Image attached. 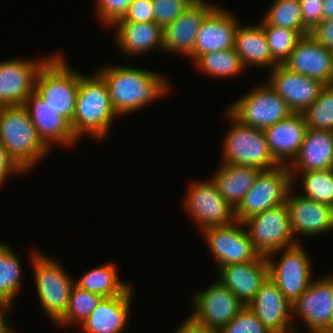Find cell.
<instances>
[{
    "label": "cell",
    "instance_id": "obj_43",
    "mask_svg": "<svg viewBox=\"0 0 333 333\" xmlns=\"http://www.w3.org/2000/svg\"><path fill=\"white\" fill-rule=\"evenodd\" d=\"M309 35L323 47L333 50V19L322 20Z\"/></svg>",
    "mask_w": 333,
    "mask_h": 333
},
{
    "label": "cell",
    "instance_id": "obj_15",
    "mask_svg": "<svg viewBox=\"0 0 333 333\" xmlns=\"http://www.w3.org/2000/svg\"><path fill=\"white\" fill-rule=\"evenodd\" d=\"M51 56L0 62V107L23 105L35 90L40 68Z\"/></svg>",
    "mask_w": 333,
    "mask_h": 333
},
{
    "label": "cell",
    "instance_id": "obj_18",
    "mask_svg": "<svg viewBox=\"0 0 333 333\" xmlns=\"http://www.w3.org/2000/svg\"><path fill=\"white\" fill-rule=\"evenodd\" d=\"M269 75L267 83L293 113H303L325 87L321 81L291 72L283 65L275 66Z\"/></svg>",
    "mask_w": 333,
    "mask_h": 333
},
{
    "label": "cell",
    "instance_id": "obj_17",
    "mask_svg": "<svg viewBox=\"0 0 333 333\" xmlns=\"http://www.w3.org/2000/svg\"><path fill=\"white\" fill-rule=\"evenodd\" d=\"M216 6L209 0H195L174 22L163 29V51L167 54H183L193 60L201 23Z\"/></svg>",
    "mask_w": 333,
    "mask_h": 333
},
{
    "label": "cell",
    "instance_id": "obj_5",
    "mask_svg": "<svg viewBox=\"0 0 333 333\" xmlns=\"http://www.w3.org/2000/svg\"><path fill=\"white\" fill-rule=\"evenodd\" d=\"M30 262L34 272L37 297L53 324L67 311L75 280L65 272L60 262L41 251L33 250Z\"/></svg>",
    "mask_w": 333,
    "mask_h": 333
},
{
    "label": "cell",
    "instance_id": "obj_38",
    "mask_svg": "<svg viewBox=\"0 0 333 333\" xmlns=\"http://www.w3.org/2000/svg\"><path fill=\"white\" fill-rule=\"evenodd\" d=\"M217 333H272L268 330L248 306H244L237 315Z\"/></svg>",
    "mask_w": 333,
    "mask_h": 333
},
{
    "label": "cell",
    "instance_id": "obj_14",
    "mask_svg": "<svg viewBox=\"0 0 333 333\" xmlns=\"http://www.w3.org/2000/svg\"><path fill=\"white\" fill-rule=\"evenodd\" d=\"M292 316L293 319L300 317L309 333H324L333 316V275L313 279L306 291L292 303Z\"/></svg>",
    "mask_w": 333,
    "mask_h": 333
},
{
    "label": "cell",
    "instance_id": "obj_3",
    "mask_svg": "<svg viewBox=\"0 0 333 333\" xmlns=\"http://www.w3.org/2000/svg\"><path fill=\"white\" fill-rule=\"evenodd\" d=\"M0 143L25 173L50 152L23 105L0 107Z\"/></svg>",
    "mask_w": 333,
    "mask_h": 333
},
{
    "label": "cell",
    "instance_id": "obj_7",
    "mask_svg": "<svg viewBox=\"0 0 333 333\" xmlns=\"http://www.w3.org/2000/svg\"><path fill=\"white\" fill-rule=\"evenodd\" d=\"M231 127L226 132L222 147V163L250 166L260 171L279 166L269 149L263 130L243 125L226 110Z\"/></svg>",
    "mask_w": 333,
    "mask_h": 333
},
{
    "label": "cell",
    "instance_id": "obj_34",
    "mask_svg": "<svg viewBox=\"0 0 333 333\" xmlns=\"http://www.w3.org/2000/svg\"><path fill=\"white\" fill-rule=\"evenodd\" d=\"M103 297L74 285L71 289L68 308L65 314L55 323L65 326H79L97 307Z\"/></svg>",
    "mask_w": 333,
    "mask_h": 333
},
{
    "label": "cell",
    "instance_id": "obj_25",
    "mask_svg": "<svg viewBox=\"0 0 333 333\" xmlns=\"http://www.w3.org/2000/svg\"><path fill=\"white\" fill-rule=\"evenodd\" d=\"M218 280L227 286L247 306L256 296L261 284L268 277L266 256L253 261L230 264L218 269Z\"/></svg>",
    "mask_w": 333,
    "mask_h": 333
},
{
    "label": "cell",
    "instance_id": "obj_36",
    "mask_svg": "<svg viewBox=\"0 0 333 333\" xmlns=\"http://www.w3.org/2000/svg\"><path fill=\"white\" fill-rule=\"evenodd\" d=\"M306 125L314 130L333 131V89L330 85L320 91L316 101L303 113Z\"/></svg>",
    "mask_w": 333,
    "mask_h": 333
},
{
    "label": "cell",
    "instance_id": "obj_10",
    "mask_svg": "<svg viewBox=\"0 0 333 333\" xmlns=\"http://www.w3.org/2000/svg\"><path fill=\"white\" fill-rule=\"evenodd\" d=\"M282 253V254H281ZM280 260L275 261L276 255ZM268 277L291 303L299 298L312 282V262L304 246L297 243L266 256Z\"/></svg>",
    "mask_w": 333,
    "mask_h": 333
},
{
    "label": "cell",
    "instance_id": "obj_49",
    "mask_svg": "<svg viewBox=\"0 0 333 333\" xmlns=\"http://www.w3.org/2000/svg\"><path fill=\"white\" fill-rule=\"evenodd\" d=\"M330 86H331V87H332V89H333V79H332V82H331Z\"/></svg>",
    "mask_w": 333,
    "mask_h": 333
},
{
    "label": "cell",
    "instance_id": "obj_48",
    "mask_svg": "<svg viewBox=\"0 0 333 333\" xmlns=\"http://www.w3.org/2000/svg\"><path fill=\"white\" fill-rule=\"evenodd\" d=\"M324 333H333V316H332L331 322L328 326V329Z\"/></svg>",
    "mask_w": 333,
    "mask_h": 333
},
{
    "label": "cell",
    "instance_id": "obj_44",
    "mask_svg": "<svg viewBox=\"0 0 333 333\" xmlns=\"http://www.w3.org/2000/svg\"><path fill=\"white\" fill-rule=\"evenodd\" d=\"M24 174L25 172L9 156L7 149L0 143V187L12 175Z\"/></svg>",
    "mask_w": 333,
    "mask_h": 333
},
{
    "label": "cell",
    "instance_id": "obj_6",
    "mask_svg": "<svg viewBox=\"0 0 333 333\" xmlns=\"http://www.w3.org/2000/svg\"><path fill=\"white\" fill-rule=\"evenodd\" d=\"M194 294V310L183 323L199 333H217L244 307L236 295L219 280Z\"/></svg>",
    "mask_w": 333,
    "mask_h": 333
},
{
    "label": "cell",
    "instance_id": "obj_28",
    "mask_svg": "<svg viewBox=\"0 0 333 333\" xmlns=\"http://www.w3.org/2000/svg\"><path fill=\"white\" fill-rule=\"evenodd\" d=\"M237 54L245 69L250 65L254 67H269L270 71L279 65L270 53L263 24L238 25L235 35Z\"/></svg>",
    "mask_w": 333,
    "mask_h": 333
},
{
    "label": "cell",
    "instance_id": "obj_22",
    "mask_svg": "<svg viewBox=\"0 0 333 333\" xmlns=\"http://www.w3.org/2000/svg\"><path fill=\"white\" fill-rule=\"evenodd\" d=\"M238 25L232 12L216 6L201 23L193 50V61L210 52L234 48Z\"/></svg>",
    "mask_w": 333,
    "mask_h": 333
},
{
    "label": "cell",
    "instance_id": "obj_20",
    "mask_svg": "<svg viewBox=\"0 0 333 333\" xmlns=\"http://www.w3.org/2000/svg\"><path fill=\"white\" fill-rule=\"evenodd\" d=\"M289 71L330 85L333 79V50L323 47L312 36H303L282 64Z\"/></svg>",
    "mask_w": 333,
    "mask_h": 333
},
{
    "label": "cell",
    "instance_id": "obj_40",
    "mask_svg": "<svg viewBox=\"0 0 333 333\" xmlns=\"http://www.w3.org/2000/svg\"><path fill=\"white\" fill-rule=\"evenodd\" d=\"M135 0H97L96 13L105 27H112L125 15L129 5Z\"/></svg>",
    "mask_w": 333,
    "mask_h": 333
},
{
    "label": "cell",
    "instance_id": "obj_47",
    "mask_svg": "<svg viewBox=\"0 0 333 333\" xmlns=\"http://www.w3.org/2000/svg\"><path fill=\"white\" fill-rule=\"evenodd\" d=\"M174 333H199V332L192 330L182 322V324L179 325V327L177 328V330H175Z\"/></svg>",
    "mask_w": 333,
    "mask_h": 333
},
{
    "label": "cell",
    "instance_id": "obj_42",
    "mask_svg": "<svg viewBox=\"0 0 333 333\" xmlns=\"http://www.w3.org/2000/svg\"><path fill=\"white\" fill-rule=\"evenodd\" d=\"M304 25L311 31L323 20L324 0H299Z\"/></svg>",
    "mask_w": 333,
    "mask_h": 333
},
{
    "label": "cell",
    "instance_id": "obj_8",
    "mask_svg": "<svg viewBox=\"0 0 333 333\" xmlns=\"http://www.w3.org/2000/svg\"><path fill=\"white\" fill-rule=\"evenodd\" d=\"M287 166L260 171L243 201L235 209V219L239 222L260 214L270 208L286 203L294 185Z\"/></svg>",
    "mask_w": 333,
    "mask_h": 333
},
{
    "label": "cell",
    "instance_id": "obj_33",
    "mask_svg": "<svg viewBox=\"0 0 333 333\" xmlns=\"http://www.w3.org/2000/svg\"><path fill=\"white\" fill-rule=\"evenodd\" d=\"M261 23L298 31L302 36L310 34L304 25L299 0H272Z\"/></svg>",
    "mask_w": 333,
    "mask_h": 333
},
{
    "label": "cell",
    "instance_id": "obj_26",
    "mask_svg": "<svg viewBox=\"0 0 333 333\" xmlns=\"http://www.w3.org/2000/svg\"><path fill=\"white\" fill-rule=\"evenodd\" d=\"M111 28L116 29V44L126 56H142L155 48L163 51V29L155 22H116Z\"/></svg>",
    "mask_w": 333,
    "mask_h": 333
},
{
    "label": "cell",
    "instance_id": "obj_4",
    "mask_svg": "<svg viewBox=\"0 0 333 333\" xmlns=\"http://www.w3.org/2000/svg\"><path fill=\"white\" fill-rule=\"evenodd\" d=\"M80 72L63 55L55 54L43 64L35 80V92L70 124L73 121Z\"/></svg>",
    "mask_w": 333,
    "mask_h": 333
},
{
    "label": "cell",
    "instance_id": "obj_16",
    "mask_svg": "<svg viewBox=\"0 0 333 333\" xmlns=\"http://www.w3.org/2000/svg\"><path fill=\"white\" fill-rule=\"evenodd\" d=\"M247 306L272 333H302L291 325L292 303L269 277Z\"/></svg>",
    "mask_w": 333,
    "mask_h": 333
},
{
    "label": "cell",
    "instance_id": "obj_12",
    "mask_svg": "<svg viewBox=\"0 0 333 333\" xmlns=\"http://www.w3.org/2000/svg\"><path fill=\"white\" fill-rule=\"evenodd\" d=\"M242 223L254 248L262 256L298 243L293 237L286 203L252 216Z\"/></svg>",
    "mask_w": 333,
    "mask_h": 333
},
{
    "label": "cell",
    "instance_id": "obj_21",
    "mask_svg": "<svg viewBox=\"0 0 333 333\" xmlns=\"http://www.w3.org/2000/svg\"><path fill=\"white\" fill-rule=\"evenodd\" d=\"M37 135L50 150L53 143L61 146H75L79 141L74 135L71 124L34 91L24 102ZM75 143V144H74Z\"/></svg>",
    "mask_w": 333,
    "mask_h": 333
},
{
    "label": "cell",
    "instance_id": "obj_31",
    "mask_svg": "<svg viewBox=\"0 0 333 333\" xmlns=\"http://www.w3.org/2000/svg\"><path fill=\"white\" fill-rule=\"evenodd\" d=\"M20 261L6 242H0V301L12 306L22 283Z\"/></svg>",
    "mask_w": 333,
    "mask_h": 333
},
{
    "label": "cell",
    "instance_id": "obj_1",
    "mask_svg": "<svg viewBox=\"0 0 333 333\" xmlns=\"http://www.w3.org/2000/svg\"><path fill=\"white\" fill-rule=\"evenodd\" d=\"M96 72L105 81L112 107L119 117L139 111L171 91L166 76L139 67L109 65L101 66Z\"/></svg>",
    "mask_w": 333,
    "mask_h": 333
},
{
    "label": "cell",
    "instance_id": "obj_30",
    "mask_svg": "<svg viewBox=\"0 0 333 333\" xmlns=\"http://www.w3.org/2000/svg\"><path fill=\"white\" fill-rule=\"evenodd\" d=\"M119 278L116 264L109 262L83 273L75 280V285L102 297H113L123 294L131 286V283Z\"/></svg>",
    "mask_w": 333,
    "mask_h": 333
},
{
    "label": "cell",
    "instance_id": "obj_23",
    "mask_svg": "<svg viewBox=\"0 0 333 333\" xmlns=\"http://www.w3.org/2000/svg\"><path fill=\"white\" fill-rule=\"evenodd\" d=\"M307 129L303 114L292 113L263 130L272 156L279 166L289 167L296 159Z\"/></svg>",
    "mask_w": 333,
    "mask_h": 333
},
{
    "label": "cell",
    "instance_id": "obj_19",
    "mask_svg": "<svg viewBox=\"0 0 333 333\" xmlns=\"http://www.w3.org/2000/svg\"><path fill=\"white\" fill-rule=\"evenodd\" d=\"M288 194L286 205L294 239L302 236H316L333 230V207L323 202L313 201L301 194Z\"/></svg>",
    "mask_w": 333,
    "mask_h": 333
},
{
    "label": "cell",
    "instance_id": "obj_41",
    "mask_svg": "<svg viewBox=\"0 0 333 333\" xmlns=\"http://www.w3.org/2000/svg\"><path fill=\"white\" fill-rule=\"evenodd\" d=\"M117 22H154V10L152 0H135L129 5L123 18Z\"/></svg>",
    "mask_w": 333,
    "mask_h": 333
},
{
    "label": "cell",
    "instance_id": "obj_37",
    "mask_svg": "<svg viewBox=\"0 0 333 333\" xmlns=\"http://www.w3.org/2000/svg\"><path fill=\"white\" fill-rule=\"evenodd\" d=\"M262 24L272 58L282 65L303 36L296 30Z\"/></svg>",
    "mask_w": 333,
    "mask_h": 333
},
{
    "label": "cell",
    "instance_id": "obj_27",
    "mask_svg": "<svg viewBox=\"0 0 333 333\" xmlns=\"http://www.w3.org/2000/svg\"><path fill=\"white\" fill-rule=\"evenodd\" d=\"M290 172L333 169V131L308 128Z\"/></svg>",
    "mask_w": 333,
    "mask_h": 333
},
{
    "label": "cell",
    "instance_id": "obj_11",
    "mask_svg": "<svg viewBox=\"0 0 333 333\" xmlns=\"http://www.w3.org/2000/svg\"><path fill=\"white\" fill-rule=\"evenodd\" d=\"M191 182L182 205L199 230L225 226L236 220L235 210L222 197L211 178Z\"/></svg>",
    "mask_w": 333,
    "mask_h": 333
},
{
    "label": "cell",
    "instance_id": "obj_13",
    "mask_svg": "<svg viewBox=\"0 0 333 333\" xmlns=\"http://www.w3.org/2000/svg\"><path fill=\"white\" fill-rule=\"evenodd\" d=\"M201 233L219 269L230 264L253 261L260 256L243 223L237 220L225 226L205 229Z\"/></svg>",
    "mask_w": 333,
    "mask_h": 333
},
{
    "label": "cell",
    "instance_id": "obj_9",
    "mask_svg": "<svg viewBox=\"0 0 333 333\" xmlns=\"http://www.w3.org/2000/svg\"><path fill=\"white\" fill-rule=\"evenodd\" d=\"M226 110L243 125L261 130L282 121L293 113L267 82L257 85L253 90L233 101Z\"/></svg>",
    "mask_w": 333,
    "mask_h": 333
},
{
    "label": "cell",
    "instance_id": "obj_46",
    "mask_svg": "<svg viewBox=\"0 0 333 333\" xmlns=\"http://www.w3.org/2000/svg\"><path fill=\"white\" fill-rule=\"evenodd\" d=\"M333 19V0H324L323 20Z\"/></svg>",
    "mask_w": 333,
    "mask_h": 333
},
{
    "label": "cell",
    "instance_id": "obj_39",
    "mask_svg": "<svg viewBox=\"0 0 333 333\" xmlns=\"http://www.w3.org/2000/svg\"><path fill=\"white\" fill-rule=\"evenodd\" d=\"M195 0H152L154 22L162 29L174 22Z\"/></svg>",
    "mask_w": 333,
    "mask_h": 333
},
{
    "label": "cell",
    "instance_id": "obj_35",
    "mask_svg": "<svg viewBox=\"0 0 333 333\" xmlns=\"http://www.w3.org/2000/svg\"><path fill=\"white\" fill-rule=\"evenodd\" d=\"M290 173L293 180L301 176L302 196L333 207V169Z\"/></svg>",
    "mask_w": 333,
    "mask_h": 333
},
{
    "label": "cell",
    "instance_id": "obj_2",
    "mask_svg": "<svg viewBox=\"0 0 333 333\" xmlns=\"http://www.w3.org/2000/svg\"><path fill=\"white\" fill-rule=\"evenodd\" d=\"M93 76L80 73L77 101L71 128L78 140L88 134L94 140H104L108 136L114 119V111L107 85L96 72Z\"/></svg>",
    "mask_w": 333,
    "mask_h": 333
},
{
    "label": "cell",
    "instance_id": "obj_45",
    "mask_svg": "<svg viewBox=\"0 0 333 333\" xmlns=\"http://www.w3.org/2000/svg\"><path fill=\"white\" fill-rule=\"evenodd\" d=\"M13 309V306L0 301V332H14L11 325L8 322V314H10L11 310Z\"/></svg>",
    "mask_w": 333,
    "mask_h": 333
},
{
    "label": "cell",
    "instance_id": "obj_32",
    "mask_svg": "<svg viewBox=\"0 0 333 333\" xmlns=\"http://www.w3.org/2000/svg\"><path fill=\"white\" fill-rule=\"evenodd\" d=\"M194 65L197 70L210 78H229L245 71L235 48L201 55Z\"/></svg>",
    "mask_w": 333,
    "mask_h": 333
},
{
    "label": "cell",
    "instance_id": "obj_29",
    "mask_svg": "<svg viewBox=\"0 0 333 333\" xmlns=\"http://www.w3.org/2000/svg\"><path fill=\"white\" fill-rule=\"evenodd\" d=\"M259 172L255 167L220 163L211 179L222 197L235 210L252 187Z\"/></svg>",
    "mask_w": 333,
    "mask_h": 333
},
{
    "label": "cell",
    "instance_id": "obj_24",
    "mask_svg": "<svg viewBox=\"0 0 333 333\" xmlns=\"http://www.w3.org/2000/svg\"><path fill=\"white\" fill-rule=\"evenodd\" d=\"M133 291L131 285L119 296L103 297L78 327L85 333H124L129 324Z\"/></svg>",
    "mask_w": 333,
    "mask_h": 333
}]
</instances>
